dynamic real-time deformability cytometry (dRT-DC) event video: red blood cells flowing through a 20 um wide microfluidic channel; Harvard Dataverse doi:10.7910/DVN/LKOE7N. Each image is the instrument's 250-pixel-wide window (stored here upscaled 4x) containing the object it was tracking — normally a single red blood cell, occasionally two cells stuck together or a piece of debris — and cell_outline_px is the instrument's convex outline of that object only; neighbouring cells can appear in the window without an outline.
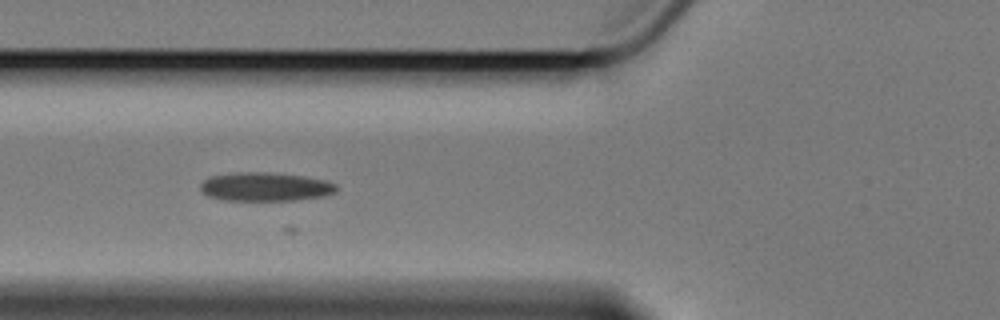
{"species": "Egyptian fruit bat (a non-hibernating species)", "species_latin": "Rousettus aegyptiacus", "temperature_condition": "cold", "stored_images_in_passage": 5, "camera_frame_rate_fps": 3000, "um_per_image_px": 0.085, "animal": {"sex": "female"}, "frame": {"image": 1, "passage_image": 4, "time_ms": 4.667, "image_size_px": [1000, 320], "cell_outline_px": [[336, 192], [324, 196], [292, 200], [224, 200], [208, 196], [200, 192], [200, 184], [204, 180], [212, 176], [236, 172], [264, 172], [304, 176], [328, 180], [336, 184]], "centroid_in_image_um": [22.54, 15.87], "position_along_channel_um": 103.3, "area_um2": 22.77}}